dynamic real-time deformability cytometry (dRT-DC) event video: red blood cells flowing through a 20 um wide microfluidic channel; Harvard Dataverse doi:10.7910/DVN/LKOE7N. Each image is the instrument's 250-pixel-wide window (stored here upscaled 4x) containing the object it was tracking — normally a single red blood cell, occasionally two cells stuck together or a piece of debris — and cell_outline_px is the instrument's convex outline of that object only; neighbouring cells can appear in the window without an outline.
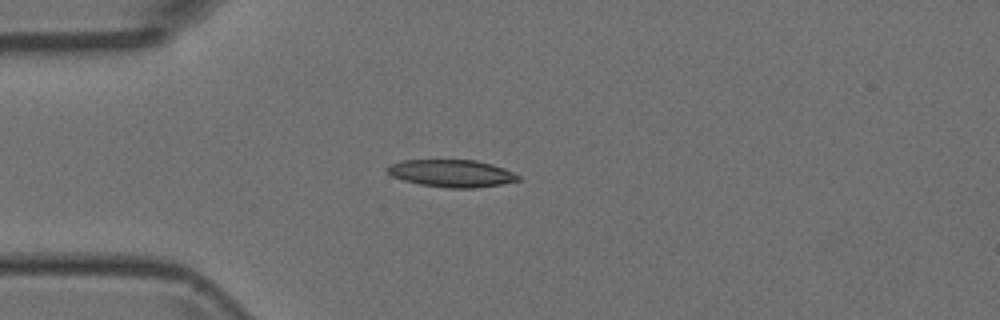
{"species": "Egyptian fruit bat (a non-hibernating species)", "species_latin": "Rousettus aegyptiacus", "temperature_condition": "room temperature", "stored_images_in_passage": 5, "camera_frame_rate_fps": 3000, "um_per_image_px": 0.085, "animal": {"sex": "female"}, "frame": {"image": 1, "passage_image": 4, "time_ms": 1.0, "image_size_px": [1000, 320], "cell_outline_px": [[520, 180], [500, 184], [476, 188], [448, 188], [420, 184], [404, 180], [392, 176], [384, 172], [384, 168], [388, 164], [404, 160], [476, 160], [492, 164], [504, 168], [520, 176]], "centroid_in_image_um": [38.34, 14.73], "position_along_channel_um": 46.7, "area_um2": 20.98}}